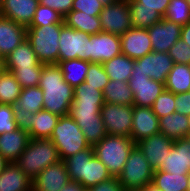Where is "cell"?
<instances>
[{
	"instance_id": "6da1fadb",
	"label": "cell",
	"mask_w": 190,
	"mask_h": 191,
	"mask_svg": "<svg viewBox=\"0 0 190 191\" xmlns=\"http://www.w3.org/2000/svg\"><path fill=\"white\" fill-rule=\"evenodd\" d=\"M104 104L103 92L90 84L83 82L74 87V100L68 115L75 120L92 147L107 135L100 113Z\"/></svg>"
},
{
	"instance_id": "7a4b0ae2",
	"label": "cell",
	"mask_w": 190,
	"mask_h": 191,
	"mask_svg": "<svg viewBox=\"0 0 190 191\" xmlns=\"http://www.w3.org/2000/svg\"><path fill=\"white\" fill-rule=\"evenodd\" d=\"M39 87L43 91V109L58 116H67L74 100V88L64 81L57 63L44 64Z\"/></svg>"
},
{
	"instance_id": "3957f363",
	"label": "cell",
	"mask_w": 190,
	"mask_h": 191,
	"mask_svg": "<svg viewBox=\"0 0 190 191\" xmlns=\"http://www.w3.org/2000/svg\"><path fill=\"white\" fill-rule=\"evenodd\" d=\"M70 180L89 189L112 176L107 167L94 155L93 147L77 152L64 160Z\"/></svg>"
},
{
	"instance_id": "277c9868",
	"label": "cell",
	"mask_w": 190,
	"mask_h": 191,
	"mask_svg": "<svg viewBox=\"0 0 190 191\" xmlns=\"http://www.w3.org/2000/svg\"><path fill=\"white\" fill-rule=\"evenodd\" d=\"M59 152L50 139H32L15 161L19 169L31 180L49 165L60 161Z\"/></svg>"
},
{
	"instance_id": "5b68a950",
	"label": "cell",
	"mask_w": 190,
	"mask_h": 191,
	"mask_svg": "<svg viewBox=\"0 0 190 191\" xmlns=\"http://www.w3.org/2000/svg\"><path fill=\"white\" fill-rule=\"evenodd\" d=\"M136 143L129 137L106 135L93 146L94 155L107 167L110 175L117 178Z\"/></svg>"
},
{
	"instance_id": "8992f818",
	"label": "cell",
	"mask_w": 190,
	"mask_h": 191,
	"mask_svg": "<svg viewBox=\"0 0 190 191\" xmlns=\"http://www.w3.org/2000/svg\"><path fill=\"white\" fill-rule=\"evenodd\" d=\"M50 140L57 148L63 161L90 147L81 128L69 115L59 118Z\"/></svg>"
},
{
	"instance_id": "52a82bcc",
	"label": "cell",
	"mask_w": 190,
	"mask_h": 191,
	"mask_svg": "<svg viewBox=\"0 0 190 191\" xmlns=\"http://www.w3.org/2000/svg\"><path fill=\"white\" fill-rule=\"evenodd\" d=\"M60 33L61 23L27 27L26 39L41 63H58Z\"/></svg>"
},
{
	"instance_id": "ba28073f",
	"label": "cell",
	"mask_w": 190,
	"mask_h": 191,
	"mask_svg": "<svg viewBox=\"0 0 190 191\" xmlns=\"http://www.w3.org/2000/svg\"><path fill=\"white\" fill-rule=\"evenodd\" d=\"M153 173L154 170L144 154L135 146L117 179L123 188L139 189L152 182Z\"/></svg>"
},
{
	"instance_id": "9c48e42d",
	"label": "cell",
	"mask_w": 190,
	"mask_h": 191,
	"mask_svg": "<svg viewBox=\"0 0 190 191\" xmlns=\"http://www.w3.org/2000/svg\"><path fill=\"white\" fill-rule=\"evenodd\" d=\"M58 62L81 59L90 62V35L61 23Z\"/></svg>"
},
{
	"instance_id": "30bf717a",
	"label": "cell",
	"mask_w": 190,
	"mask_h": 191,
	"mask_svg": "<svg viewBox=\"0 0 190 191\" xmlns=\"http://www.w3.org/2000/svg\"><path fill=\"white\" fill-rule=\"evenodd\" d=\"M106 134L131 138L133 105L105 103L101 108Z\"/></svg>"
},
{
	"instance_id": "8fae6325",
	"label": "cell",
	"mask_w": 190,
	"mask_h": 191,
	"mask_svg": "<svg viewBox=\"0 0 190 191\" xmlns=\"http://www.w3.org/2000/svg\"><path fill=\"white\" fill-rule=\"evenodd\" d=\"M102 31L116 35L125 34L131 29V14L129 0H117L111 5L104 6L99 14Z\"/></svg>"
},
{
	"instance_id": "7c38bea8",
	"label": "cell",
	"mask_w": 190,
	"mask_h": 191,
	"mask_svg": "<svg viewBox=\"0 0 190 191\" xmlns=\"http://www.w3.org/2000/svg\"><path fill=\"white\" fill-rule=\"evenodd\" d=\"M173 60L166 52H151L133 60L132 74H146L147 77L165 84L167 75L173 67Z\"/></svg>"
},
{
	"instance_id": "4fadbf2b",
	"label": "cell",
	"mask_w": 190,
	"mask_h": 191,
	"mask_svg": "<svg viewBox=\"0 0 190 191\" xmlns=\"http://www.w3.org/2000/svg\"><path fill=\"white\" fill-rule=\"evenodd\" d=\"M132 90L133 106L151 107L165 89V84L150 79L146 74H132L128 82Z\"/></svg>"
},
{
	"instance_id": "5bb4252c",
	"label": "cell",
	"mask_w": 190,
	"mask_h": 191,
	"mask_svg": "<svg viewBox=\"0 0 190 191\" xmlns=\"http://www.w3.org/2000/svg\"><path fill=\"white\" fill-rule=\"evenodd\" d=\"M182 26L162 18L159 23L147 28L153 52H169V49L181 38Z\"/></svg>"
},
{
	"instance_id": "9a60e30c",
	"label": "cell",
	"mask_w": 190,
	"mask_h": 191,
	"mask_svg": "<svg viewBox=\"0 0 190 191\" xmlns=\"http://www.w3.org/2000/svg\"><path fill=\"white\" fill-rule=\"evenodd\" d=\"M174 139L162 135L160 132L141 139L136 146L144 154L153 170H158L174 145Z\"/></svg>"
},
{
	"instance_id": "2e32d148",
	"label": "cell",
	"mask_w": 190,
	"mask_h": 191,
	"mask_svg": "<svg viewBox=\"0 0 190 191\" xmlns=\"http://www.w3.org/2000/svg\"><path fill=\"white\" fill-rule=\"evenodd\" d=\"M120 54V35L103 31L90 35V62L104 63Z\"/></svg>"
},
{
	"instance_id": "e0dca14e",
	"label": "cell",
	"mask_w": 190,
	"mask_h": 191,
	"mask_svg": "<svg viewBox=\"0 0 190 191\" xmlns=\"http://www.w3.org/2000/svg\"><path fill=\"white\" fill-rule=\"evenodd\" d=\"M63 160L49 165L32 180V191H59L70 182Z\"/></svg>"
},
{
	"instance_id": "ac0fdd59",
	"label": "cell",
	"mask_w": 190,
	"mask_h": 191,
	"mask_svg": "<svg viewBox=\"0 0 190 191\" xmlns=\"http://www.w3.org/2000/svg\"><path fill=\"white\" fill-rule=\"evenodd\" d=\"M121 53L133 60L140 59L153 51L146 28L132 27L120 35Z\"/></svg>"
},
{
	"instance_id": "d6986e66",
	"label": "cell",
	"mask_w": 190,
	"mask_h": 191,
	"mask_svg": "<svg viewBox=\"0 0 190 191\" xmlns=\"http://www.w3.org/2000/svg\"><path fill=\"white\" fill-rule=\"evenodd\" d=\"M159 132V118L151 107L133 106L131 139L137 143L141 139Z\"/></svg>"
},
{
	"instance_id": "ffe728a7",
	"label": "cell",
	"mask_w": 190,
	"mask_h": 191,
	"mask_svg": "<svg viewBox=\"0 0 190 191\" xmlns=\"http://www.w3.org/2000/svg\"><path fill=\"white\" fill-rule=\"evenodd\" d=\"M171 174H190V144L186 139H177L158 169Z\"/></svg>"
},
{
	"instance_id": "44dd1931",
	"label": "cell",
	"mask_w": 190,
	"mask_h": 191,
	"mask_svg": "<svg viewBox=\"0 0 190 191\" xmlns=\"http://www.w3.org/2000/svg\"><path fill=\"white\" fill-rule=\"evenodd\" d=\"M27 27L0 15V56L6 58L26 39Z\"/></svg>"
},
{
	"instance_id": "7402d4cb",
	"label": "cell",
	"mask_w": 190,
	"mask_h": 191,
	"mask_svg": "<svg viewBox=\"0 0 190 191\" xmlns=\"http://www.w3.org/2000/svg\"><path fill=\"white\" fill-rule=\"evenodd\" d=\"M39 5V0H3L1 15L28 27Z\"/></svg>"
},
{
	"instance_id": "603a6c76",
	"label": "cell",
	"mask_w": 190,
	"mask_h": 191,
	"mask_svg": "<svg viewBox=\"0 0 190 191\" xmlns=\"http://www.w3.org/2000/svg\"><path fill=\"white\" fill-rule=\"evenodd\" d=\"M29 134L19 128L0 134V155L9 163L15 162L26 148Z\"/></svg>"
},
{
	"instance_id": "cb8c5ba5",
	"label": "cell",
	"mask_w": 190,
	"mask_h": 191,
	"mask_svg": "<svg viewBox=\"0 0 190 191\" xmlns=\"http://www.w3.org/2000/svg\"><path fill=\"white\" fill-rule=\"evenodd\" d=\"M0 191H32V180L15 162L8 163L0 173Z\"/></svg>"
},
{
	"instance_id": "d4e9b609",
	"label": "cell",
	"mask_w": 190,
	"mask_h": 191,
	"mask_svg": "<svg viewBox=\"0 0 190 191\" xmlns=\"http://www.w3.org/2000/svg\"><path fill=\"white\" fill-rule=\"evenodd\" d=\"M6 69L32 68L44 66L39 61L30 43L25 39L6 58Z\"/></svg>"
},
{
	"instance_id": "484cf974",
	"label": "cell",
	"mask_w": 190,
	"mask_h": 191,
	"mask_svg": "<svg viewBox=\"0 0 190 191\" xmlns=\"http://www.w3.org/2000/svg\"><path fill=\"white\" fill-rule=\"evenodd\" d=\"M60 116L47 110H40L32 114V127L28 132L32 139H50L54 127L57 125Z\"/></svg>"
},
{
	"instance_id": "4316f807",
	"label": "cell",
	"mask_w": 190,
	"mask_h": 191,
	"mask_svg": "<svg viewBox=\"0 0 190 191\" xmlns=\"http://www.w3.org/2000/svg\"><path fill=\"white\" fill-rule=\"evenodd\" d=\"M160 133L166 137L185 139L189 131L188 118L184 114L174 112L159 118Z\"/></svg>"
},
{
	"instance_id": "83f0119b",
	"label": "cell",
	"mask_w": 190,
	"mask_h": 191,
	"mask_svg": "<svg viewBox=\"0 0 190 191\" xmlns=\"http://www.w3.org/2000/svg\"><path fill=\"white\" fill-rule=\"evenodd\" d=\"M63 21L66 26L89 35L102 32L99 16H91V14H86L82 11L71 10L63 17Z\"/></svg>"
},
{
	"instance_id": "f1b7e54d",
	"label": "cell",
	"mask_w": 190,
	"mask_h": 191,
	"mask_svg": "<svg viewBox=\"0 0 190 191\" xmlns=\"http://www.w3.org/2000/svg\"><path fill=\"white\" fill-rule=\"evenodd\" d=\"M165 89L174 94L190 91V64L174 63L167 75Z\"/></svg>"
},
{
	"instance_id": "f546056e",
	"label": "cell",
	"mask_w": 190,
	"mask_h": 191,
	"mask_svg": "<svg viewBox=\"0 0 190 191\" xmlns=\"http://www.w3.org/2000/svg\"><path fill=\"white\" fill-rule=\"evenodd\" d=\"M102 65L110 80L129 82L133 71V59L121 53Z\"/></svg>"
},
{
	"instance_id": "4dcf8cb0",
	"label": "cell",
	"mask_w": 190,
	"mask_h": 191,
	"mask_svg": "<svg viewBox=\"0 0 190 191\" xmlns=\"http://www.w3.org/2000/svg\"><path fill=\"white\" fill-rule=\"evenodd\" d=\"M105 103L133 105L134 97L128 82L110 80L103 90Z\"/></svg>"
},
{
	"instance_id": "1f68e13d",
	"label": "cell",
	"mask_w": 190,
	"mask_h": 191,
	"mask_svg": "<svg viewBox=\"0 0 190 191\" xmlns=\"http://www.w3.org/2000/svg\"><path fill=\"white\" fill-rule=\"evenodd\" d=\"M189 174H171L155 170L152 183L161 191H187Z\"/></svg>"
},
{
	"instance_id": "d6a6232c",
	"label": "cell",
	"mask_w": 190,
	"mask_h": 191,
	"mask_svg": "<svg viewBox=\"0 0 190 191\" xmlns=\"http://www.w3.org/2000/svg\"><path fill=\"white\" fill-rule=\"evenodd\" d=\"M63 73L64 81L73 88L85 82V77L89 68V61L81 59H71L57 63Z\"/></svg>"
},
{
	"instance_id": "836d02e7",
	"label": "cell",
	"mask_w": 190,
	"mask_h": 191,
	"mask_svg": "<svg viewBox=\"0 0 190 191\" xmlns=\"http://www.w3.org/2000/svg\"><path fill=\"white\" fill-rule=\"evenodd\" d=\"M14 109H23L37 113L43 109V91L39 86L24 88L18 100L13 105Z\"/></svg>"
},
{
	"instance_id": "e575fe53",
	"label": "cell",
	"mask_w": 190,
	"mask_h": 191,
	"mask_svg": "<svg viewBox=\"0 0 190 191\" xmlns=\"http://www.w3.org/2000/svg\"><path fill=\"white\" fill-rule=\"evenodd\" d=\"M22 91V87L15 79L12 72L6 70L0 76V104L13 106L18 100Z\"/></svg>"
},
{
	"instance_id": "d590c367",
	"label": "cell",
	"mask_w": 190,
	"mask_h": 191,
	"mask_svg": "<svg viewBox=\"0 0 190 191\" xmlns=\"http://www.w3.org/2000/svg\"><path fill=\"white\" fill-rule=\"evenodd\" d=\"M131 23L135 28H149L153 24L159 23L163 18L156 10L148 8H136L129 1Z\"/></svg>"
},
{
	"instance_id": "8d00e7d4",
	"label": "cell",
	"mask_w": 190,
	"mask_h": 191,
	"mask_svg": "<svg viewBox=\"0 0 190 191\" xmlns=\"http://www.w3.org/2000/svg\"><path fill=\"white\" fill-rule=\"evenodd\" d=\"M163 18L181 26L186 25L190 23V5L186 0H170Z\"/></svg>"
},
{
	"instance_id": "74e56055",
	"label": "cell",
	"mask_w": 190,
	"mask_h": 191,
	"mask_svg": "<svg viewBox=\"0 0 190 191\" xmlns=\"http://www.w3.org/2000/svg\"><path fill=\"white\" fill-rule=\"evenodd\" d=\"M43 66H34L32 68L7 69L12 72L15 79L19 82L22 89L39 86L40 76Z\"/></svg>"
},
{
	"instance_id": "f35d334b",
	"label": "cell",
	"mask_w": 190,
	"mask_h": 191,
	"mask_svg": "<svg viewBox=\"0 0 190 191\" xmlns=\"http://www.w3.org/2000/svg\"><path fill=\"white\" fill-rule=\"evenodd\" d=\"M59 23H64L63 16L61 14L51 7L39 4L29 26H45Z\"/></svg>"
},
{
	"instance_id": "ab89813d",
	"label": "cell",
	"mask_w": 190,
	"mask_h": 191,
	"mask_svg": "<svg viewBox=\"0 0 190 191\" xmlns=\"http://www.w3.org/2000/svg\"><path fill=\"white\" fill-rule=\"evenodd\" d=\"M151 109L158 118L164 117L168 114H173L176 112L175 94L164 89L163 92L156 98L154 104L151 106Z\"/></svg>"
},
{
	"instance_id": "60d3db41",
	"label": "cell",
	"mask_w": 190,
	"mask_h": 191,
	"mask_svg": "<svg viewBox=\"0 0 190 191\" xmlns=\"http://www.w3.org/2000/svg\"><path fill=\"white\" fill-rule=\"evenodd\" d=\"M110 79L105 73L102 63L89 62V68L85 77V82L103 92Z\"/></svg>"
},
{
	"instance_id": "b9f144b4",
	"label": "cell",
	"mask_w": 190,
	"mask_h": 191,
	"mask_svg": "<svg viewBox=\"0 0 190 191\" xmlns=\"http://www.w3.org/2000/svg\"><path fill=\"white\" fill-rule=\"evenodd\" d=\"M168 54L174 63L190 64V46L181 38L169 49Z\"/></svg>"
},
{
	"instance_id": "7bdbcfd3",
	"label": "cell",
	"mask_w": 190,
	"mask_h": 191,
	"mask_svg": "<svg viewBox=\"0 0 190 191\" xmlns=\"http://www.w3.org/2000/svg\"><path fill=\"white\" fill-rule=\"evenodd\" d=\"M16 128L13 106L0 104V134L14 131Z\"/></svg>"
},
{
	"instance_id": "ee69618b",
	"label": "cell",
	"mask_w": 190,
	"mask_h": 191,
	"mask_svg": "<svg viewBox=\"0 0 190 191\" xmlns=\"http://www.w3.org/2000/svg\"><path fill=\"white\" fill-rule=\"evenodd\" d=\"M103 7L98 0H74L72 4V10L82 11L86 14H91V16H99Z\"/></svg>"
},
{
	"instance_id": "f6af8a7d",
	"label": "cell",
	"mask_w": 190,
	"mask_h": 191,
	"mask_svg": "<svg viewBox=\"0 0 190 191\" xmlns=\"http://www.w3.org/2000/svg\"><path fill=\"white\" fill-rule=\"evenodd\" d=\"M136 8H148L156 10L164 17L170 0H129Z\"/></svg>"
},
{
	"instance_id": "bcb514c9",
	"label": "cell",
	"mask_w": 190,
	"mask_h": 191,
	"mask_svg": "<svg viewBox=\"0 0 190 191\" xmlns=\"http://www.w3.org/2000/svg\"><path fill=\"white\" fill-rule=\"evenodd\" d=\"M32 114L31 112H28L23 109H14V120L16 123V127L29 132L32 127Z\"/></svg>"
},
{
	"instance_id": "7dc6e473",
	"label": "cell",
	"mask_w": 190,
	"mask_h": 191,
	"mask_svg": "<svg viewBox=\"0 0 190 191\" xmlns=\"http://www.w3.org/2000/svg\"><path fill=\"white\" fill-rule=\"evenodd\" d=\"M73 1L74 0H39V4L53 8L64 17L72 10Z\"/></svg>"
},
{
	"instance_id": "c3c4849f",
	"label": "cell",
	"mask_w": 190,
	"mask_h": 191,
	"mask_svg": "<svg viewBox=\"0 0 190 191\" xmlns=\"http://www.w3.org/2000/svg\"><path fill=\"white\" fill-rule=\"evenodd\" d=\"M175 109L180 114L190 115V91L175 94Z\"/></svg>"
},
{
	"instance_id": "681fc988",
	"label": "cell",
	"mask_w": 190,
	"mask_h": 191,
	"mask_svg": "<svg viewBox=\"0 0 190 191\" xmlns=\"http://www.w3.org/2000/svg\"><path fill=\"white\" fill-rule=\"evenodd\" d=\"M89 189L91 191H123L124 188L117 178L112 177Z\"/></svg>"
},
{
	"instance_id": "f907efd6",
	"label": "cell",
	"mask_w": 190,
	"mask_h": 191,
	"mask_svg": "<svg viewBox=\"0 0 190 191\" xmlns=\"http://www.w3.org/2000/svg\"><path fill=\"white\" fill-rule=\"evenodd\" d=\"M85 188L78 182L70 181L59 191H84Z\"/></svg>"
},
{
	"instance_id": "816d5d0a",
	"label": "cell",
	"mask_w": 190,
	"mask_h": 191,
	"mask_svg": "<svg viewBox=\"0 0 190 191\" xmlns=\"http://www.w3.org/2000/svg\"><path fill=\"white\" fill-rule=\"evenodd\" d=\"M181 39L190 46V23L182 26Z\"/></svg>"
},
{
	"instance_id": "f5cc1de1",
	"label": "cell",
	"mask_w": 190,
	"mask_h": 191,
	"mask_svg": "<svg viewBox=\"0 0 190 191\" xmlns=\"http://www.w3.org/2000/svg\"><path fill=\"white\" fill-rule=\"evenodd\" d=\"M140 191H161L158 189L152 182L149 184H146L142 188H140Z\"/></svg>"
},
{
	"instance_id": "db71d44e",
	"label": "cell",
	"mask_w": 190,
	"mask_h": 191,
	"mask_svg": "<svg viewBox=\"0 0 190 191\" xmlns=\"http://www.w3.org/2000/svg\"><path fill=\"white\" fill-rule=\"evenodd\" d=\"M6 59L0 56V76L6 71Z\"/></svg>"
},
{
	"instance_id": "11a10c76",
	"label": "cell",
	"mask_w": 190,
	"mask_h": 191,
	"mask_svg": "<svg viewBox=\"0 0 190 191\" xmlns=\"http://www.w3.org/2000/svg\"><path fill=\"white\" fill-rule=\"evenodd\" d=\"M9 162L0 155V173L6 168Z\"/></svg>"
},
{
	"instance_id": "9f6ffc18",
	"label": "cell",
	"mask_w": 190,
	"mask_h": 191,
	"mask_svg": "<svg viewBox=\"0 0 190 191\" xmlns=\"http://www.w3.org/2000/svg\"><path fill=\"white\" fill-rule=\"evenodd\" d=\"M102 3L103 6L111 5L112 3H115L117 0H98Z\"/></svg>"
},
{
	"instance_id": "6f0895ef",
	"label": "cell",
	"mask_w": 190,
	"mask_h": 191,
	"mask_svg": "<svg viewBox=\"0 0 190 191\" xmlns=\"http://www.w3.org/2000/svg\"><path fill=\"white\" fill-rule=\"evenodd\" d=\"M123 191H140V188L139 189H133V188H124Z\"/></svg>"
},
{
	"instance_id": "680465c9",
	"label": "cell",
	"mask_w": 190,
	"mask_h": 191,
	"mask_svg": "<svg viewBox=\"0 0 190 191\" xmlns=\"http://www.w3.org/2000/svg\"><path fill=\"white\" fill-rule=\"evenodd\" d=\"M185 139H186L187 142L190 144V131H188V133L186 134Z\"/></svg>"
},
{
	"instance_id": "91938a15",
	"label": "cell",
	"mask_w": 190,
	"mask_h": 191,
	"mask_svg": "<svg viewBox=\"0 0 190 191\" xmlns=\"http://www.w3.org/2000/svg\"><path fill=\"white\" fill-rule=\"evenodd\" d=\"M187 191H190V174H189V179H188V190Z\"/></svg>"
},
{
	"instance_id": "94428289",
	"label": "cell",
	"mask_w": 190,
	"mask_h": 191,
	"mask_svg": "<svg viewBox=\"0 0 190 191\" xmlns=\"http://www.w3.org/2000/svg\"><path fill=\"white\" fill-rule=\"evenodd\" d=\"M2 1H3V0H0V15H1V13H2Z\"/></svg>"
},
{
	"instance_id": "6125c7cd",
	"label": "cell",
	"mask_w": 190,
	"mask_h": 191,
	"mask_svg": "<svg viewBox=\"0 0 190 191\" xmlns=\"http://www.w3.org/2000/svg\"><path fill=\"white\" fill-rule=\"evenodd\" d=\"M187 118H188V125H189V131H190V115H188Z\"/></svg>"
}]
</instances>
